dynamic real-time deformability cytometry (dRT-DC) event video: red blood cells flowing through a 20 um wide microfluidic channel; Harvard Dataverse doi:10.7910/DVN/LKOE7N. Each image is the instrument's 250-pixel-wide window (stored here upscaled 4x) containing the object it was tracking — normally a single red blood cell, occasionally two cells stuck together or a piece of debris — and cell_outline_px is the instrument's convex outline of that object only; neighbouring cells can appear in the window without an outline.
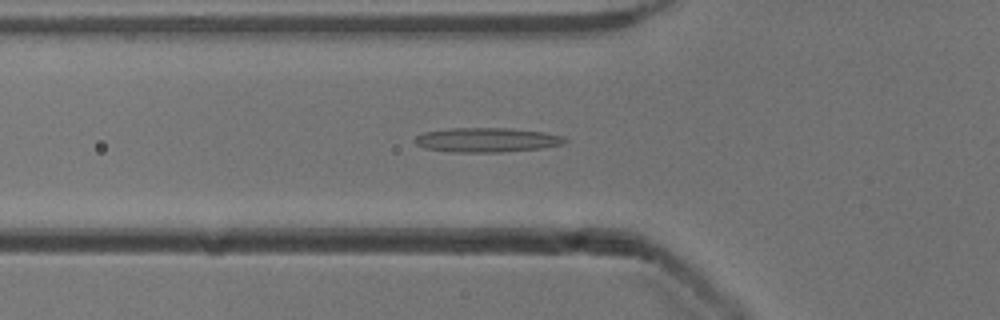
{"species": "common noctule bat (a hibernating species)", "species_latin": "Nyctalus noctula", "temperature_condition": "cold", "stored_images_in_passage": 52, "camera_frame_rate_fps": 3000, "um_per_image_px": 0.085, "animal": {"sex": "male", "body_mass_g": 13.3}, "frame": {"image": 1, "passage_image": 18, "time_ms": 5.667, "image_size_px": [1000, 320], "cell_outline_px": [[568, 140], [564, 144], [544, 148], [500, 152], [452, 152], [424, 148], [416, 144], [412, 140], [416, 136], [424, 132], [448, 128], [508, 128], [544, 132], [564, 136]], "centroid_in_image_um": [41.38, 11.89], "position_along_channel_um": 84.4, "area_um2": 21.56}}
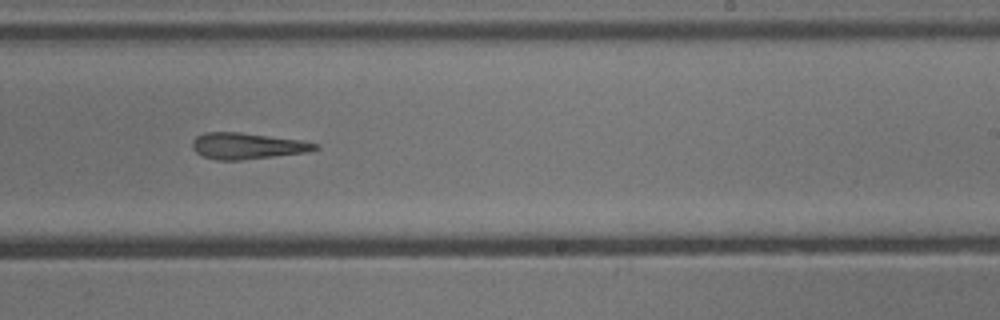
{"frame": {"image": 2, "passage_image": 32, "time_ms": 10.333, "image_size_px": [1000, 320], "cell_outline_px": [[320, 148], [308, 152], [240, 160], [216, 160], [200, 156], [192, 148], [192, 140], [196, 136], [204, 132], [240, 132], [304, 140], [320, 144]], "centroid_in_image_um": [21.02, 12.4], "position_along_channel_um": 268.0, "area_um2": 19.07}}
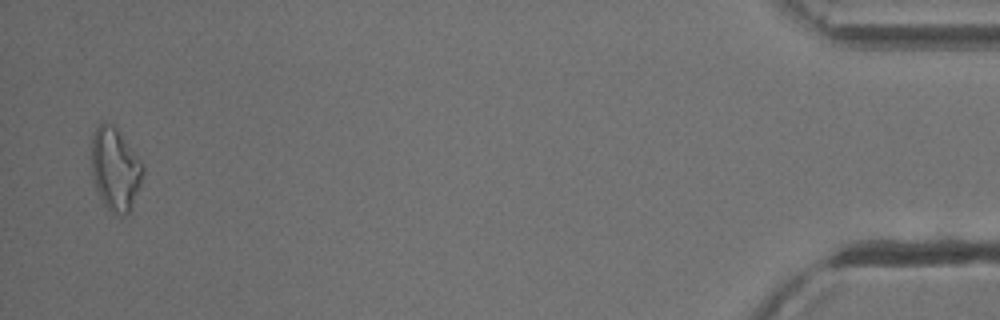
{"frame": {"image": 3, "passage_image": 51, "time_ms": 16.667, "image_size_px": [1000, 320], "cell_outline_px": [[144, 172], [132, 208], [120, 220], [104, 204], [96, 188], [92, 172], [92, 136], [96, 124], [100, 120], [104, 120], [112, 124], [116, 128], [144, 164]], "centroid_in_image_um": [9.8, 14.37], "position_along_channel_um": 425.4, "area_um2": 25.09}}